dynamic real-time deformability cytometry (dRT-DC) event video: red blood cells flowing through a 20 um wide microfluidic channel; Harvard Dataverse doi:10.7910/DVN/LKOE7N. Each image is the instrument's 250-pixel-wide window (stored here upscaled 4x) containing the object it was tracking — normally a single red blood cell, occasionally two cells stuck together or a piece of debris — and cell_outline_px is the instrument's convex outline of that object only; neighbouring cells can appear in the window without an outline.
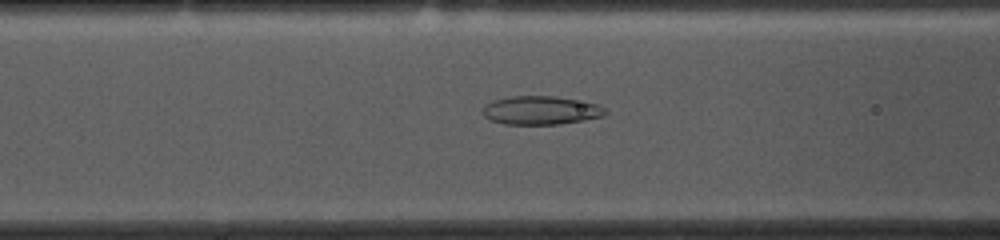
{"species": "common noctule bat (a hibernating species)", "species_latin": "Nyctalus noctula", "temperature_condition": "cold", "stored_images_in_passage": 54, "camera_frame_rate_fps": 3000, "um_per_image_px": 0.085, "animal": {"sex": "female", "body_mass_g": 10.0, "forearm_length_mm": 53.1}, "frame": {"image": 1, "passage_image": 20, "time_ms": 6.333, "image_size_px": [1000, 240], "cell_outline_px": [[608, 112], [604, 116], [584, 120], [560, 124], [504, 124], [492, 120], [484, 116], [480, 112], [492, 100], [512, 96], [552, 96], [600, 104]], "centroid_in_image_um": [45.99, 9.38], "position_along_channel_um": 120.6, "area_um2": 20.35}}
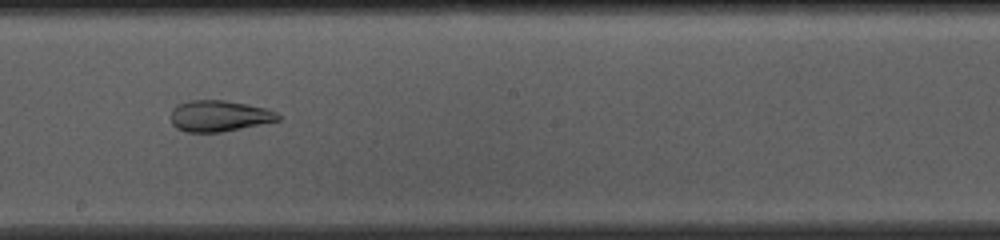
{"frame": {"image": 2, "passage_image": 29, "time_ms": 9.333, "image_size_px": [1000, 240], "cell_outline_px": [[280, 120], [224, 132], [188, 132], [176, 128], [172, 124], [172, 108], [176, 104], [192, 100], [224, 100], [248, 104], [268, 108], [276, 112], [280, 116]], "centroid_in_image_um": [18.64, 9.85], "position_along_channel_um": 229.6, "area_um2": 19.59}}
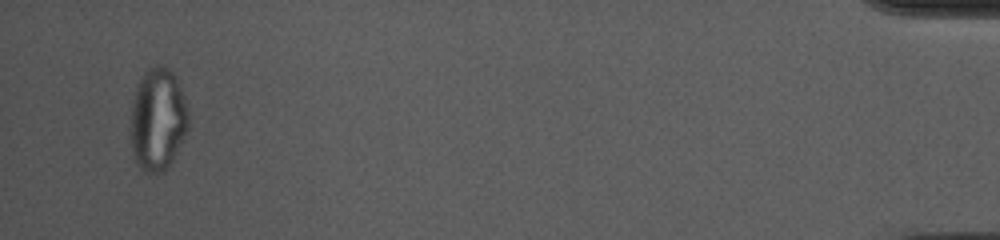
{"frame": {"image": 3, "passage_image": 52, "time_ms": 17.0, "image_size_px": [1000, 240], "cell_outline_px": [[188, 128], [172, 160], [160, 172], [144, 172], [140, 168], [136, 160], [132, 148], [132, 100], [140, 76], [144, 72], [156, 64], [160, 64], [168, 68], [176, 76], [188, 108]], "centroid_in_image_um": [13.42, 10.09], "position_along_channel_um": 421.8, "area_um2": 34.1}, "authors_computed_cell_mechanics": {"area_um2": 25.143, "velocity_mm_per_s": 3.6338, "shape_relaxation_time_tau1_ms": null, "shape_relaxation_time_tau2_ms": 2.0407, "deformation_change_tau1": null, "deformation_change_tau2": 0.0842}}